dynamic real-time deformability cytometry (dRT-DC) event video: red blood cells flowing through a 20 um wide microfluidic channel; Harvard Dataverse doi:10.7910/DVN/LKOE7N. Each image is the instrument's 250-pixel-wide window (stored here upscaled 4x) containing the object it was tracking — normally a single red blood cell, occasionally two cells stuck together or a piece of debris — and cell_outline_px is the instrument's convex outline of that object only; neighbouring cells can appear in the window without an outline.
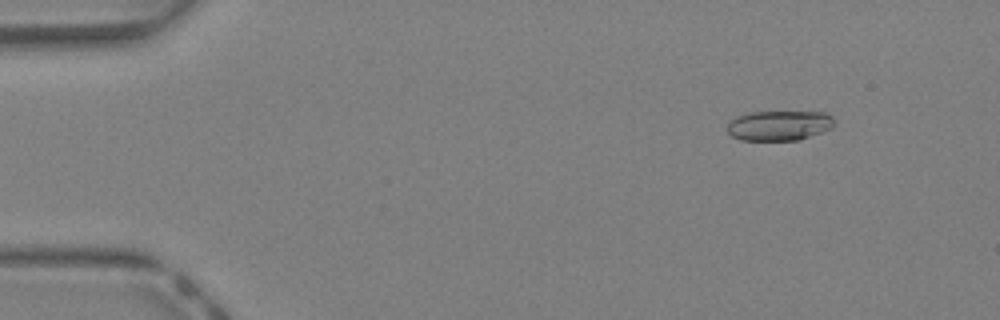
{"species": "Egyptian fruit bat (a non-hibernating species)", "species_latin": "Rousettus aegyptiacus", "temperature_condition": "warm", "stored_images_in_passage": 42, "camera_frame_rate_fps": 3000, "um_per_image_px": 0.085, "animal": {"sex": "female"}, "frame": {"image": 1, "passage_image": 5, "time_ms": 1.333, "image_size_px": [1000, 320], "cell_outline_px": [[836, 124], [832, 128], [800, 140], [740, 140], [732, 136], [728, 132], [728, 120], [736, 116], [748, 112], [824, 112], [832, 116]], "centroid_in_image_um": [66.23, 10.66], "position_along_channel_um": 18.8, "area_um2": 18.9}}
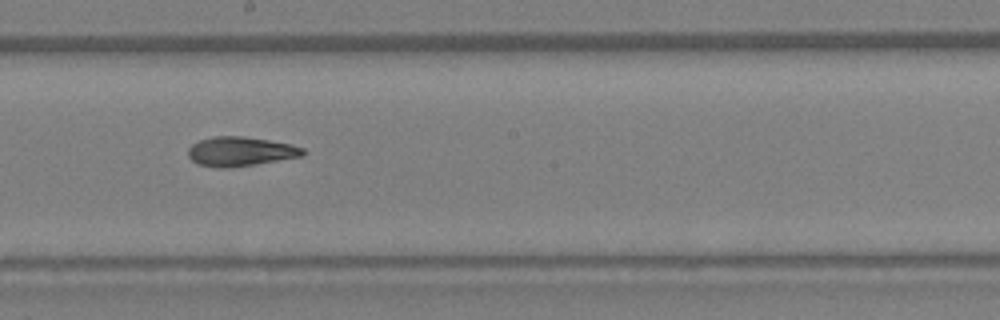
{"frame": {"image": 2, "passage_image": 24, "time_ms": 7.667, "image_size_px": [1000, 320], "cell_outline_px": [[304, 152], [300, 156], [228, 168], [216, 168], [196, 164], [188, 156], [188, 148], [192, 144], [200, 140], [212, 136], [244, 136], [268, 140], [288, 144], [304, 148]], "centroid_in_image_um": [20.34, 12.87], "position_along_channel_um": 227.9, "area_um2": 19.36}}
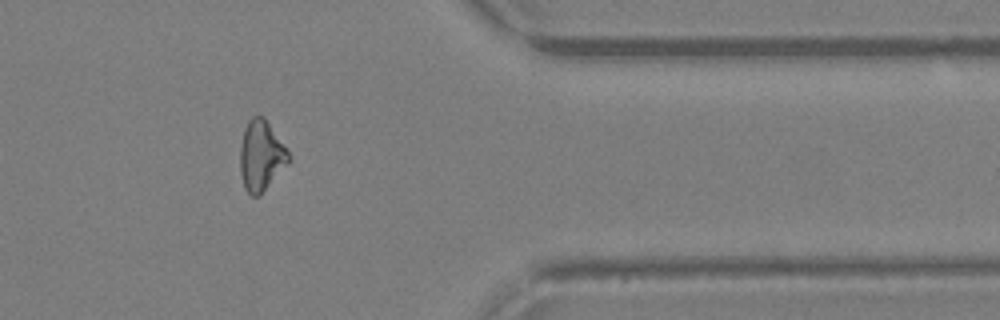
{"frame": {"image": 3, "passage_image": 35, "time_ms": 11.333, "image_size_px": [1000, 320], "cell_outline_px": [[288, 164], [260, 196], [252, 196], [244, 188], [240, 172], [240, 148], [244, 128], [248, 120], [252, 116], [264, 116], [288, 152]], "centroid_in_image_um": [22.17, 13.25], "position_along_channel_um": 389.2, "area_um2": 19.77}, "authors_computed_cell_mechanics": {"area_um2": 19.5942, "velocity_mm_per_s": 4.8761, "shape_relaxation_time_tau1_ms": 6.6709, "shape_relaxation_time_tau2_ms": 3.6419, "deformation_change_tau1": 0.2187, "deformation_change_tau2": 0.1388}}